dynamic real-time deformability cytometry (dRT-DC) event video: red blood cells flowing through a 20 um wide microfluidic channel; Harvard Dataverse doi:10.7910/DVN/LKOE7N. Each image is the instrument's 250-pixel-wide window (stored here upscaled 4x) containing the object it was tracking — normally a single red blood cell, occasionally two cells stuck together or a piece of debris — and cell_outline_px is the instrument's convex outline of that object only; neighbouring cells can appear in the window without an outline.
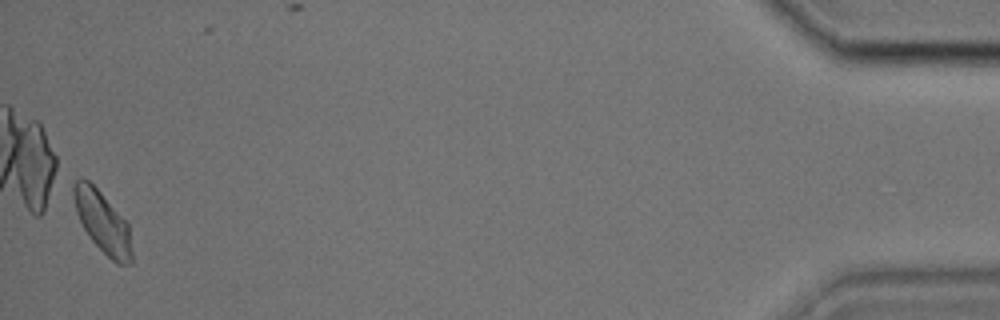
{"species": "common noctule bat (a hibernating species)", "species_latin": "Nyctalus noctula", "temperature_condition": "cold", "stored_images_in_passage": 40, "camera_frame_rate_fps": 3000, "um_per_image_px": 0.085, "animal": {"sex": "male", "body_mass_g": 17.9, "forearm_length_mm": 54.2}, "frame": {"image": 1, "passage_image": 40, "time_ms": 13.0, "image_size_px": [1000, 320], "cell_outline_px": [[132, 264], [116, 264], [88, 236], [76, 212], [72, 196], [72, 184], [76, 180], [88, 180], [100, 192], [128, 224], [132, 252]], "centroid_in_image_um": [8.7, 18.89], "position_along_channel_um": 426.5, "area_um2": 20.46}}